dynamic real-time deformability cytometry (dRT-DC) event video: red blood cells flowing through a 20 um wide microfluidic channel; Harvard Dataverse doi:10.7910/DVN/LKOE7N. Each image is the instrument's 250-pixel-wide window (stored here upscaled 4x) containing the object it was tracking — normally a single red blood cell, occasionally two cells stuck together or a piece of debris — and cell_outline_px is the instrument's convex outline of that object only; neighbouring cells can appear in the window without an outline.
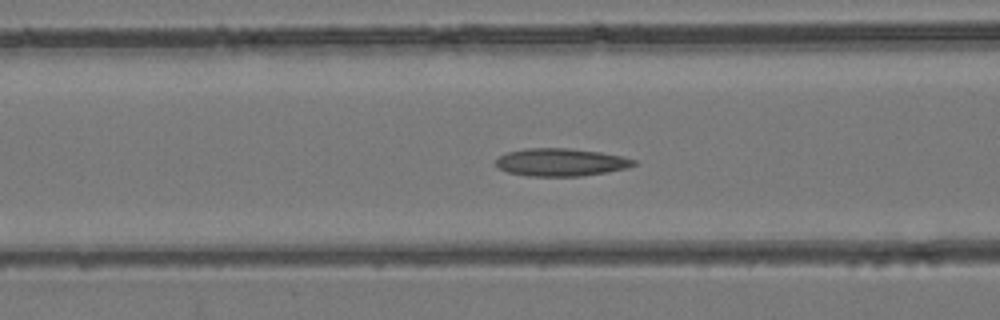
{"species": "common noctule bat (a hibernating species)", "species_latin": "Nyctalus noctula", "temperature_condition": "room temperature", "stored_images_in_passage": 37, "camera_frame_rate_fps": 3000, "um_per_image_px": 0.085, "animal": {"sex": "female", "body_mass_g": 24.6, "forearm_length_mm": 56.2}, "frame": {"image": 1, "passage_image": 7, "time_ms": 2.0, "image_size_px": [1000, 320], "cell_outline_px": [[640, 164], [628, 168], [608, 172], [580, 176], [528, 176], [508, 172], [496, 168], [496, 160], [500, 156], [508, 152], [528, 148], [568, 148], [600, 152], [620, 156], [636, 160]], "centroid_in_image_um": [47.7, 13.8], "position_along_channel_um": 118.9, "area_um2": 22.37}}
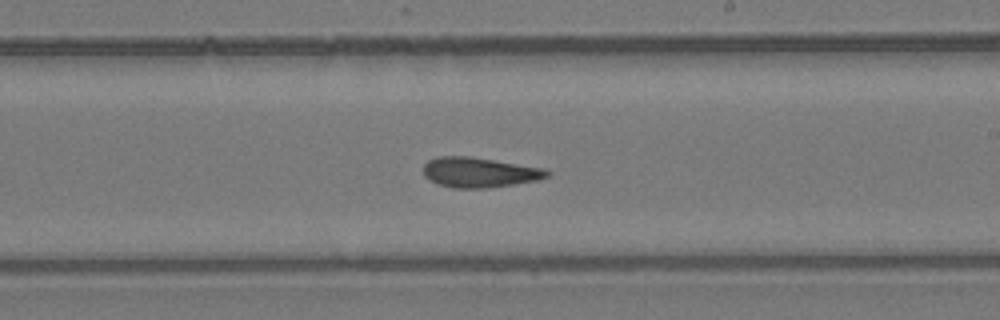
{"frame": {"image": 2, "passage_image": 16, "time_ms": 5.0, "image_size_px": [1000, 320], "cell_outline_px": [[552, 172], [548, 176], [536, 180], [488, 188], [452, 188], [428, 180], [424, 176], [424, 164], [428, 160], [440, 156], [468, 156], [544, 168]], "centroid_in_image_um": [40.72, 14.65], "position_along_channel_um": 248.3, "area_um2": 21.5}}
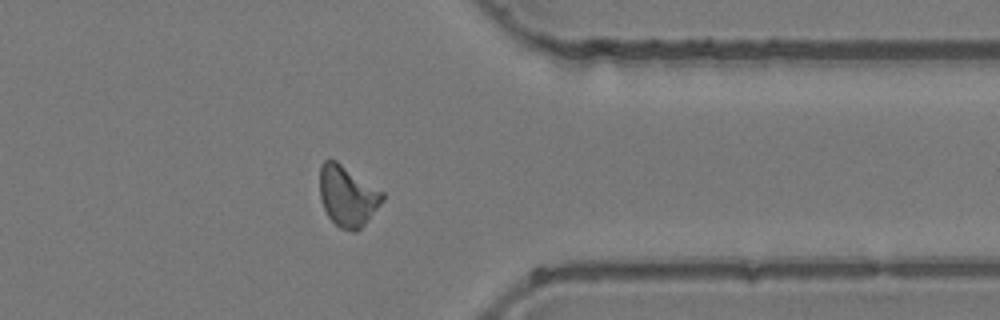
{"frame": {"image": 3, "passage_image": 26, "time_ms": 8.333, "image_size_px": [1000, 320], "cell_outline_px": [[384, 200], [364, 224], [356, 232], [352, 232], [340, 228], [328, 216], [324, 208], [320, 196], [320, 164], [324, 160], [336, 160], [384, 192]], "centroid_in_image_um": [29.54, 16.65], "position_along_channel_um": 381.9, "area_um2": 22.08}}